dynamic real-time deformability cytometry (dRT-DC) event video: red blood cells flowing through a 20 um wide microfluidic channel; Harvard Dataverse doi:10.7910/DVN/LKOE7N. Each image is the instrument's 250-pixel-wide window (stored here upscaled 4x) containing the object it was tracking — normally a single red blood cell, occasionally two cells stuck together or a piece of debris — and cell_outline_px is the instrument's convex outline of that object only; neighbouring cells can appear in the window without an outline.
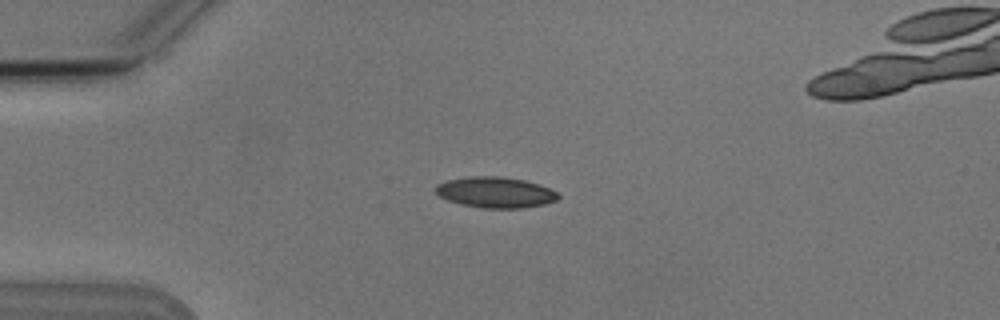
{"species": "Egyptian fruit bat (a non-hibernating species)", "species_latin": "Rousettus aegyptiacus", "temperature_condition": "cold", "stored_images_in_passage": 2, "camera_frame_rate_fps": 3000, "um_per_image_px": 0.085, "animal": {"sex": "male"}, "frame": {"image": 1, "passage_image": 1, "time_ms": 0.0, "image_size_px": [1000, 320], "cell_outline_px": [[560, 196], [556, 200], [544, 204], [524, 208], [484, 208], [460, 204], [448, 200], [440, 196], [436, 192], [436, 184], [448, 180], [468, 176], [504, 176], [524, 180], [540, 184], [556, 192]], "centroid_in_image_um": [42.11, 16.34], "position_along_channel_um": 42.9, "area_um2": 22.02}}